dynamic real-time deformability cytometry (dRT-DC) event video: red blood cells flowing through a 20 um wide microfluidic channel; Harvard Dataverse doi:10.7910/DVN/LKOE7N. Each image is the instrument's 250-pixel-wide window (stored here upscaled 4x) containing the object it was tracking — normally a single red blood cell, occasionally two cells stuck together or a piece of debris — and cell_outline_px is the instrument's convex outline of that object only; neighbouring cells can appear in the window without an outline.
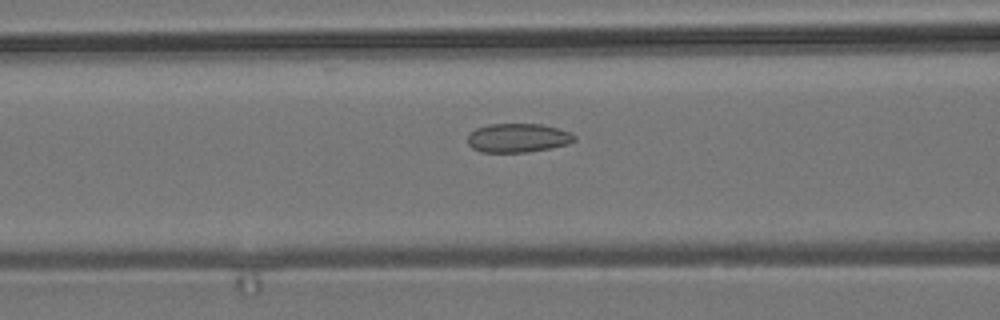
{"species": "common noctule bat (a hibernating species)", "species_latin": "Nyctalus noctula", "temperature_condition": "room temperature", "stored_images_in_passage": 41, "camera_frame_rate_fps": 3000, "um_per_image_px": 0.085, "animal": {"sex": "male", "body_mass_g": 19.2, "forearm_length_mm": 51.8}, "frame": {"image": 1, "passage_image": 8, "time_ms": 2.333, "image_size_px": [1000, 320], "cell_outline_px": [[576, 140], [568, 144], [552, 148], [528, 152], [480, 152], [472, 148], [468, 144], [468, 136], [476, 128], [488, 124], [540, 124], [572, 132], [576, 136]], "centroid_in_image_um": [44.04, 11.73], "position_along_channel_um": 122.6, "area_um2": 18.09}}
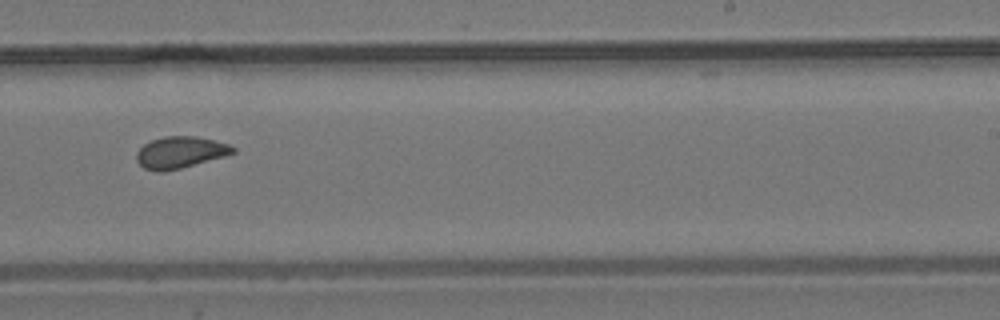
{"frame": {"image": 2, "passage_image": 20, "time_ms": 6.333, "image_size_px": [1000, 320], "cell_outline_px": [[236, 152], [224, 156], [180, 168], [160, 172], [156, 172], [144, 168], [136, 160], [136, 152], [144, 144], [152, 140], [164, 136], [196, 136], [228, 144], [236, 148]], "centroid_in_image_um": [15.29, 12.95], "position_along_channel_um": 273.7, "area_um2": 17.63}}
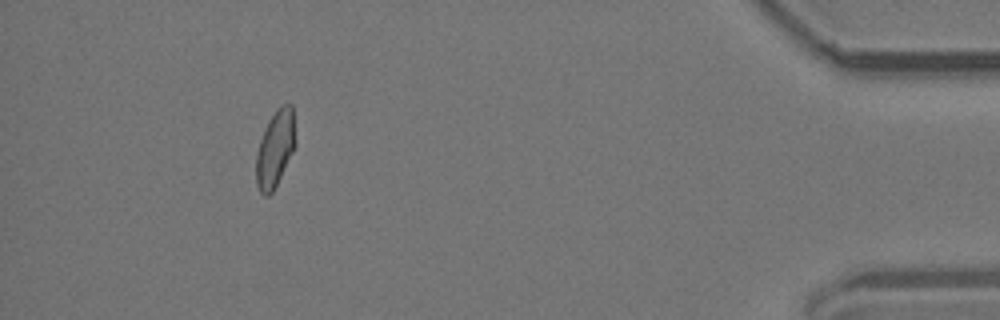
{"frame": {"image": 3, "passage_image": 36, "time_ms": 11.667, "image_size_px": [1000, 320], "cell_outline_px": [[296, 144], [272, 192], [268, 196], [264, 196], [260, 192], [256, 184], [256, 152], [260, 140], [268, 120], [276, 108], [280, 104], [292, 104], [296, 140]], "centroid_in_image_um": [23.38, 12.6], "position_along_channel_um": 411.8, "area_um2": 17.51}}